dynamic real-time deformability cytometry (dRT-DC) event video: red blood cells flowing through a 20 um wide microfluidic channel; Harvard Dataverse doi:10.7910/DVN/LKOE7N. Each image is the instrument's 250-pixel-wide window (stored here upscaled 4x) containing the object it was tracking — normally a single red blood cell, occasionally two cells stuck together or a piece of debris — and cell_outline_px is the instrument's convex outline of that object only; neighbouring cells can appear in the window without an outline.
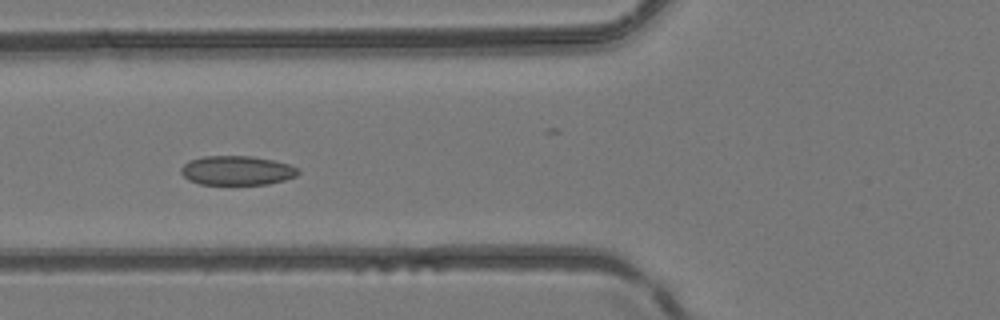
{"species": "common noctule bat (a hibernating species)", "species_latin": "Nyctalus noctula", "temperature_condition": "room temperature", "stored_images_in_passage": 7, "camera_frame_rate_fps": 3000, "um_per_image_px": 0.085, "animal": {"sex": "female", "body_mass_g": 24.6, "forearm_length_mm": 56.2}, "frame": {"image": 1, "passage_image": 6, "time_ms": 1.667, "image_size_px": [1000, 320], "cell_outline_px": [[300, 172], [296, 176], [284, 180], [268, 184], [200, 184], [188, 180], [180, 172], [180, 168], [188, 160], [204, 156], [252, 156], [272, 160], [288, 164], [300, 168]], "centroid_in_image_um": [20.13, 14.49], "position_along_channel_um": 105.7, "area_um2": 20.06}}
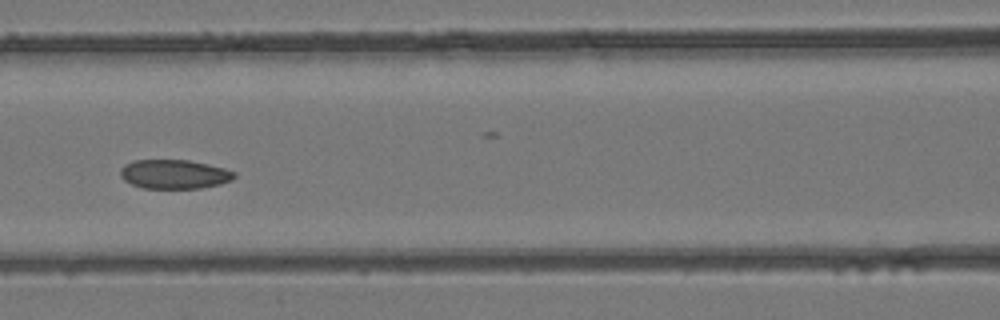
{"frame": {"image": 2, "passage_image": 7, "time_ms": 2.0, "image_size_px": [1000, 320], "cell_outline_px": [[236, 176], [232, 180], [220, 184], [200, 188], [144, 188], [132, 184], [124, 180], [120, 176], [120, 168], [124, 164], [132, 160], [188, 160], [208, 164], [224, 168], [236, 172]], "centroid_in_image_um": [14.81, 14.8], "position_along_channel_um": 151.8, "area_um2": 19.42}}